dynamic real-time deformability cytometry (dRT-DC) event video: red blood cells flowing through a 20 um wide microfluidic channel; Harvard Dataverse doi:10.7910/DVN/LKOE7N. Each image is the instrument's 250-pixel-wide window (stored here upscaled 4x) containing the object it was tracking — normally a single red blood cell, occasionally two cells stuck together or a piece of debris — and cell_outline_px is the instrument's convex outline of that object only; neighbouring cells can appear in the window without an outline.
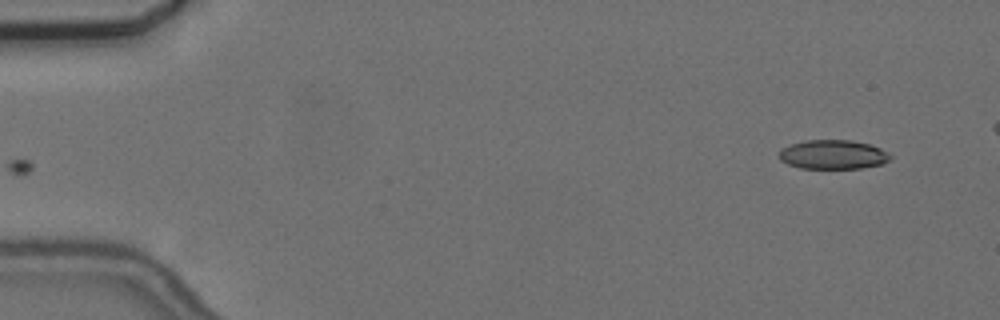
{"species": "common noctule bat (a hibernating species)", "species_latin": "Nyctalus noctula", "temperature_condition": "cold", "stored_images_in_passage": 49, "camera_frame_rate_fps": 3000, "um_per_image_px": 0.085, "animal": {"sex": "female", "body_mass_g": 24.6, "forearm_length_mm": 56.2}, "frame": {"image": 1, "passage_image": 1, "time_ms": 0.0, "image_size_px": [1000, 320], "cell_outline_px": [[892, 160], [880, 164], [860, 168], [800, 168], [788, 164], [780, 160], [780, 148], [804, 140], [852, 140], [868, 144], [880, 148], [888, 152], [892, 156]], "centroid_in_image_um": [70.82, 13.13], "position_along_channel_um": 14.2, "area_um2": 18.9}}
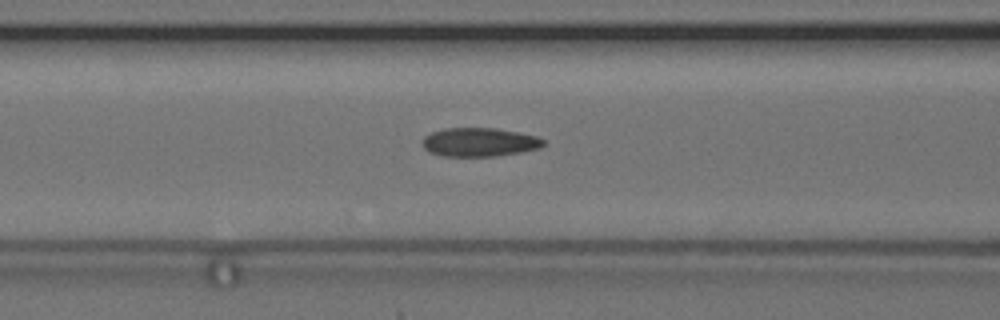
{"frame": {"image": 2, "passage_image": 20, "time_ms": 6.333, "image_size_px": [1000, 320], "cell_outline_px": [[544, 144], [540, 148], [520, 152], [496, 156], [444, 156], [428, 152], [424, 148], [420, 140], [424, 136], [432, 132], [444, 128], [496, 128], [536, 136], [544, 140]], "centroid_in_image_um": [40.7, 12.08], "position_along_channel_um": 125.9, "area_um2": 20.29}}
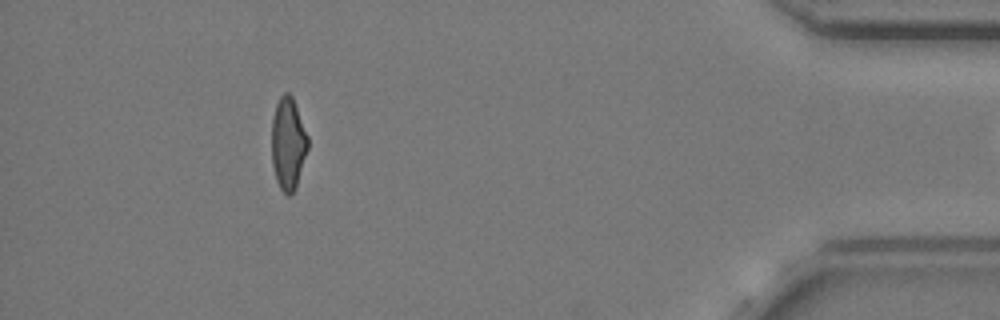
{"frame": {"image": 3, "passage_image": 48, "time_ms": 15.667, "image_size_px": [1000, 320], "cell_outline_px": [[308, 148], [296, 188], [288, 196], [280, 188], [276, 180], [272, 164], [272, 120], [276, 104], [280, 96], [284, 92], [288, 92], [292, 96], [308, 136]], "centroid_in_image_um": [24.49, 12.2], "position_along_channel_um": 410.7, "area_um2": 19.42}}